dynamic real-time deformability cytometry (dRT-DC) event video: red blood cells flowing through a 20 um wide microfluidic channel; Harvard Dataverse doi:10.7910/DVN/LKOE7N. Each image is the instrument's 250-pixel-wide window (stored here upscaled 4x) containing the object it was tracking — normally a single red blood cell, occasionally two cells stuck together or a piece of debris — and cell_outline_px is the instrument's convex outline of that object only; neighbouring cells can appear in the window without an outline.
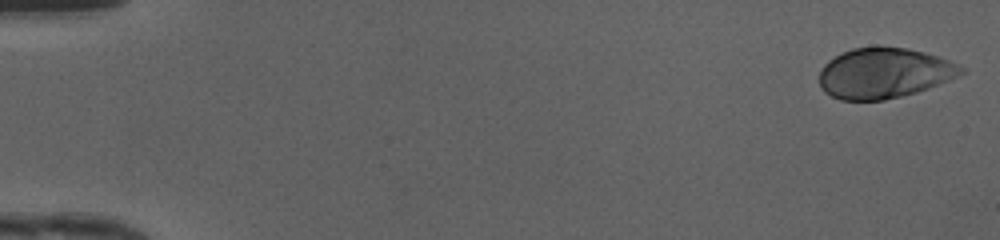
{"species": "human", "species_latin": "Homo sapiens", "temperature_condition": "cold", "stored_images_in_passage": 48, "camera_frame_rate_fps": 3000, "um_per_image_px": 0.085, "donor": {"sex": "female"}, "frame": {"image": 1, "passage_image": 1, "time_ms": 0.0, "image_size_px": [1000, 240], "cell_outline_px": [[968, 72], [928, 88], [916, 92], [884, 100], [840, 100], [824, 92], [820, 84], [820, 72], [824, 64], [828, 60], [852, 48], [908, 48], [940, 56], [964, 68]], "centroid_in_image_um": [75.16, 6.23], "position_along_channel_um": 9.8, "area_um2": 41.21}}
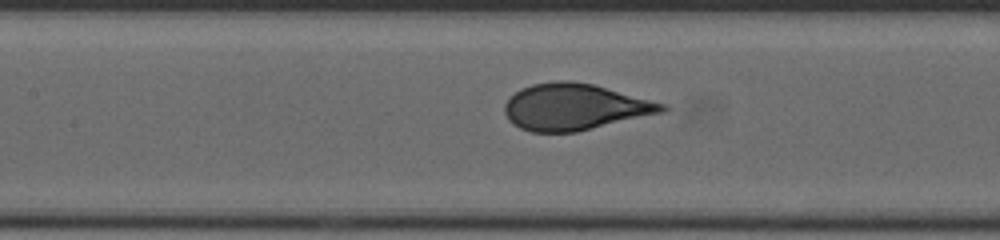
{"frame": {"image": 2, "passage_image": 23, "time_ms": 7.333, "image_size_px": [1000, 240], "cell_outline_px": [[668, 108], [664, 112], [576, 132], [532, 132], [520, 128], [512, 124], [508, 120], [504, 112], [504, 104], [520, 88], [532, 84], [556, 80], [568, 80], [592, 84], [668, 104]], "centroid_in_image_um": [48.84, 9.09], "position_along_channel_um": 158.6, "area_um2": 42.6}}
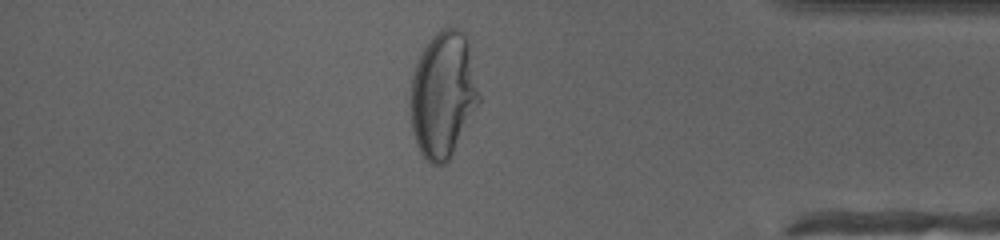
{"frame": {"image": 3, "passage_image": 42, "time_ms": 13.667, "image_size_px": [1000, 240], "cell_outline_px": [[480, 100], [448, 160], [444, 164], [432, 164], [420, 152], [416, 144], [412, 132], [408, 104], [408, 96], [412, 76], [416, 64], [424, 48], [432, 36], [436, 32], [444, 28], [460, 28], [468, 44], [480, 96]], "centroid_in_image_um": [37.61, 8.05], "position_along_channel_um": 397.6, "area_um2": 50.05}, "authors_computed_cell_mechanics": {"area_um2": 42.483, "velocity_mm_per_s": 4.1818, "shape_relaxation_time_tau1_ms": 5.4066, "shape_relaxation_time_tau2_ms": null, "deformation_change_tau1": 0.2442, "deformation_change_tau2": null}}